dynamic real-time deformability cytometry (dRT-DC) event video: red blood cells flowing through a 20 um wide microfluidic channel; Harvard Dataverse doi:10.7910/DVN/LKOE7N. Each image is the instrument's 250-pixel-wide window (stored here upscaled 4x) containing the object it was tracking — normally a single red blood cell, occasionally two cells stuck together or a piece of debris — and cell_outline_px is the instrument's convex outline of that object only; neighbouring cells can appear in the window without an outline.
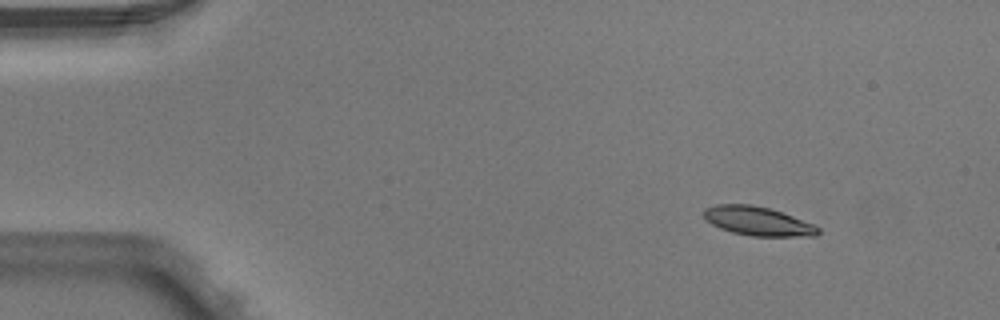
{"species": "Egyptian fruit bat (a non-hibernating species)", "species_latin": "Rousettus aegyptiacus", "temperature_condition": "warm", "stored_images_in_passage": 4, "camera_frame_rate_fps": 3000, "um_per_image_px": 0.085, "animal": {"sex": "male"}, "frame": {"image": 1, "passage_image": 1, "time_ms": 0.0, "image_size_px": [1000, 320], "cell_outline_px": [[820, 232], [816, 236], [752, 236], [732, 232], [720, 228], [704, 220], [704, 208], [716, 204], [752, 204], [768, 208], [792, 216], [812, 224], [820, 228]], "centroid_in_image_um": [64.38, 18.79], "position_along_channel_um": 20.6, "area_um2": 19.19}}
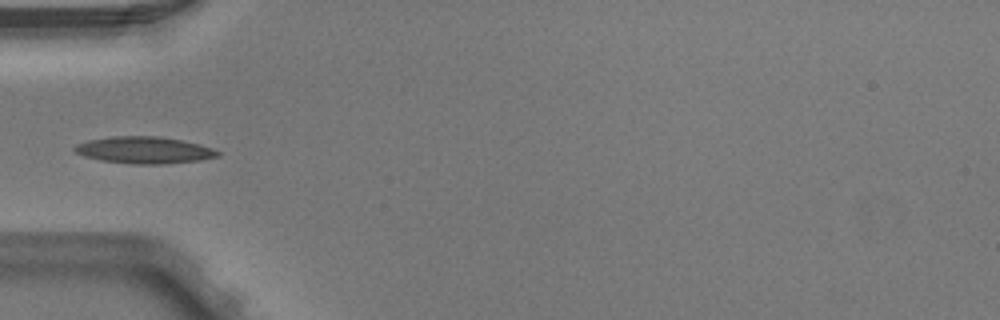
{"frame": {"image": 2, "passage_image": 4, "time_ms": 1.0, "image_size_px": [1000, 320], "cell_outline_px": [[220, 156], [200, 160], [164, 164], [132, 164], [100, 160], [84, 156], [76, 152], [72, 148], [76, 144], [88, 140], [112, 136], [160, 136], [200, 144], [212, 148], [220, 152]], "centroid_in_image_um": [12.26, 12.76], "position_along_channel_um": 72.7, "area_um2": 22.43}}